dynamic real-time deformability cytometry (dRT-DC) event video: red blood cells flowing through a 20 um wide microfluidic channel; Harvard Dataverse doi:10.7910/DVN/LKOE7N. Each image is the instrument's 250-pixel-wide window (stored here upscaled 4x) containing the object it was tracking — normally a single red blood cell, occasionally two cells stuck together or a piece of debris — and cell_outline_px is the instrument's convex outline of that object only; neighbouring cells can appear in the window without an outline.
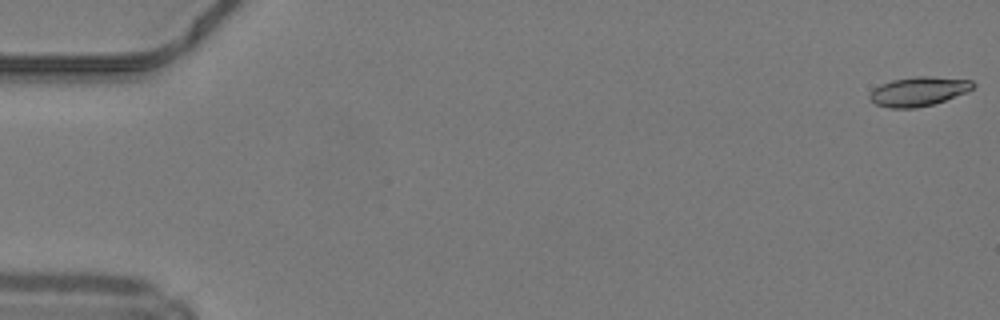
{"species": "common noctule bat (a hibernating species)", "species_latin": "Nyctalus noctula", "temperature_condition": "warm", "stored_images_in_passage": 50, "camera_frame_rate_fps": 3000, "um_per_image_px": 0.085, "animal": {"sex": "male", "body_mass_g": 19.2, "forearm_length_mm": 51.8}, "frame": {"image": 1, "passage_image": 1, "time_ms": 0.0, "image_size_px": [1000, 320], "cell_outline_px": [[976, 84], [968, 92], [932, 104], [916, 108], [888, 108], [876, 104], [868, 96], [880, 84], [892, 80], [916, 76], [928, 76], [972, 80]], "centroid_in_image_um": [78.1, 7.76], "position_along_channel_um": 6.9, "area_um2": 17.46}}
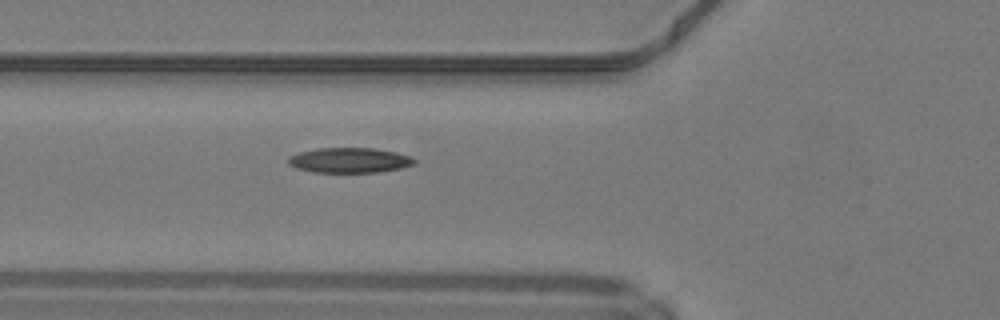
{"frame": {"image": 2, "passage_image": 19, "time_ms": 6.0, "image_size_px": [1000, 320], "cell_outline_px": [[416, 164], [400, 168], [380, 172], [312, 172], [296, 168], [288, 164], [288, 156], [300, 152], [316, 148], [372, 148], [396, 152], [408, 156], [416, 160]], "centroid_in_image_um": [29.68, 13.62], "position_along_channel_um": 96.1, "area_um2": 18.44}}
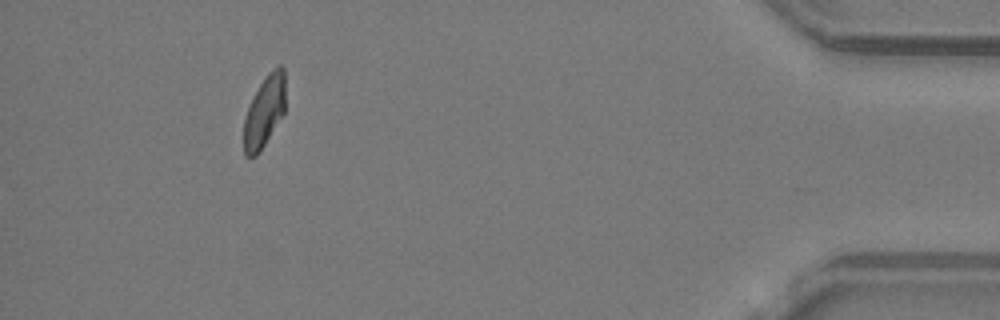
{"frame": {"image": 3, "passage_image": 46, "time_ms": 15.0, "image_size_px": [1000, 320], "cell_outline_px": [[284, 112], [260, 152], [256, 156], [244, 156], [244, 120], [248, 108], [260, 84], [268, 72], [272, 68], [280, 64], [284, 68]], "centroid_in_image_um": [22.47, 9.48], "position_along_channel_um": 412.7, "area_um2": 16.99}, "authors_computed_cell_mechanics": {"area_um2": 18.0625, "velocity_mm_per_s": 4.22, "shape_relaxation_time_tau1_ms": 8.24, "shape_relaxation_time_tau2_ms": null, "deformation_change_tau1": 0.1889, "deformation_change_tau2": null}}